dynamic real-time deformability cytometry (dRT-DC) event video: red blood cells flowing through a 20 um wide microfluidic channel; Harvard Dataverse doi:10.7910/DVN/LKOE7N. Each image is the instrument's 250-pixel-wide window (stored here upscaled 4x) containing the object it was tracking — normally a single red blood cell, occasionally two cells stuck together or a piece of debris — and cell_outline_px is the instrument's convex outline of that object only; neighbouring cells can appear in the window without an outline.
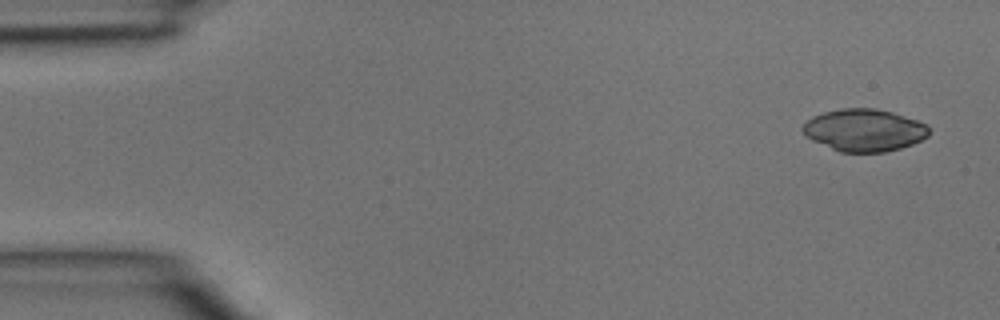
{"species": "common noctule bat (a hibernating species)", "species_latin": "Nyctalus noctula", "temperature_condition": "room temperature", "stored_images_in_passage": 4, "camera_frame_rate_fps": 3000, "um_per_image_px": 0.085, "animal": {"sex": "male", "body_mass_g": 15.6}, "frame": {"image": 1, "passage_image": 1, "time_ms": 0.0, "image_size_px": [1000, 320], "cell_outline_px": [[928, 136], [912, 144], [900, 148], [884, 152], [840, 152], [812, 140], [804, 136], [800, 128], [812, 116], [824, 112], [840, 108], [876, 108], [892, 112], [928, 124]], "centroid_in_image_um": [73.42, 11.06], "position_along_channel_um": 11.6, "area_um2": 31.15}}